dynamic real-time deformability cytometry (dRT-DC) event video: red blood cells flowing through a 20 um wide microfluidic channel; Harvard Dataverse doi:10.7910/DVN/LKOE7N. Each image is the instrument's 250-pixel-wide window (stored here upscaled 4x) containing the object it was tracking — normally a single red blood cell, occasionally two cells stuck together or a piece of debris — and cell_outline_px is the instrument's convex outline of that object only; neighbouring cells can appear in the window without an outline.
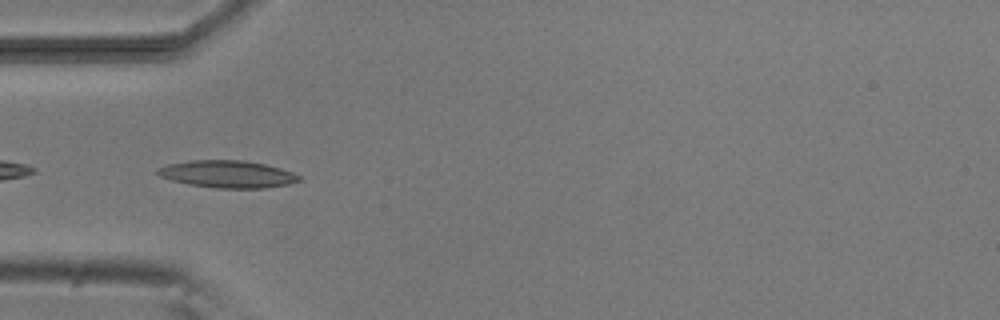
{"species": "common noctule bat (a hibernating species)", "species_latin": "Nyctalus noctula", "temperature_condition": "room temperature", "stored_images_in_passage": 9, "camera_frame_rate_fps": 3000, "um_per_image_px": 0.085, "animal": {"sex": "male", "body_mass_g": 20.5, "forearm_length_mm": 52.5}, "frame": {"image": 1, "passage_image": 6, "time_ms": 6.667, "image_size_px": [1000, 320], "cell_outline_px": [[304, 180], [288, 184], [264, 188], [216, 188], [188, 184], [172, 180], [160, 176], [156, 172], [156, 168], [168, 164], [188, 160], [244, 160], [264, 164], [280, 168], [292, 172], [300, 176]], "centroid_in_image_um": [19.34, 14.79], "position_along_channel_um": 65.7, "area_um2": 22.54}}
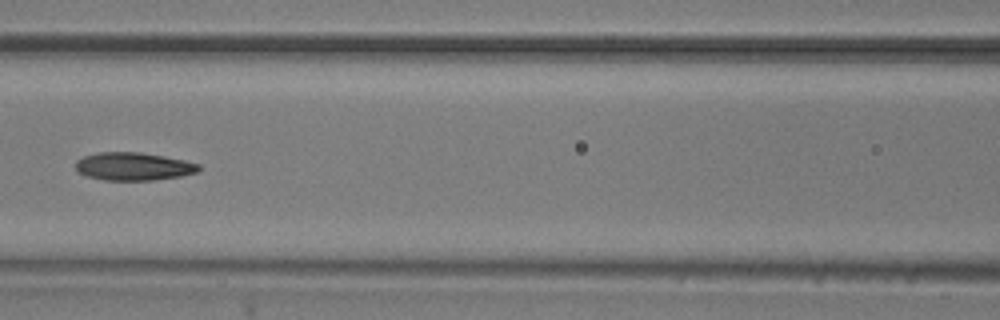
{"frame": {"image": 2, "passage_image": 8, "time_ms": 9.0, "image_size_px": [1000, 320], "cell_outline_px": [[200, 168], [196, 172], [180, 176], [152, 180], [104, 180], [88, 176], [76, 172], [76, 160], [84, 156], [100, 152], [140, 152], [164, 156], [184, 160], [200, 164]], "centroid_in_image_um": [11.32, 14.14], "position_along_channel_um": 155.3, "area_um2": 20.0}}
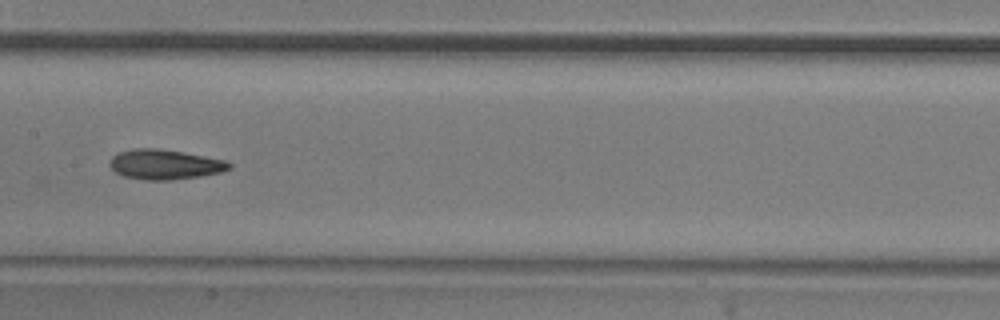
{"frame": {"image": 3, "passage_image": 9, "time_ms": 10.0, "image_size_px": [1000, 320], "cell_outline_px": [[232, 168], [220, 172], [200, 176], [172, 180], [144, 180], [124, 176], [116, 172], [108, 164], [112, 156], [120, 152], [132, 148], [160, 148], [184, 152], [228, 160], [232, 164]], "centroid_in_image_um": [14.03, 13.97], "position_along_channel_um": 193.4, "area_um2": 21.04}}